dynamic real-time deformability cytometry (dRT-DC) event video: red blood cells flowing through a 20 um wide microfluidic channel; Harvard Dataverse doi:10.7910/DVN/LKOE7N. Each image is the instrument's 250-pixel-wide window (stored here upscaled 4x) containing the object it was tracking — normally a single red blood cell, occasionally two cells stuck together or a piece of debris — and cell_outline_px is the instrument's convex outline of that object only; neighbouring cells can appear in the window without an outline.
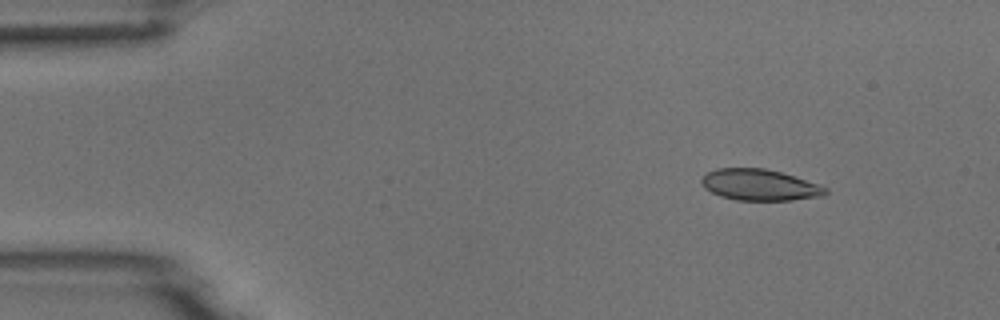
{"species": "common noctule bat (a hibernating species)", "species_latin": "Nyctalus noctula", "temperature_condition": "room temperature", "stored_images_in_passage": 7, "camera_frame_rate_fps": 3000, "um_per_image_px": 0.085, "animal": {"sex": "male", "body_mass_g": 18.8}, "frame": {"image": 1, "passage_image": 1, "time_ms": 0.0, "image_size_px": [1000, 320], "cell_outline_px": [[828, 192], [824, 196], [792, 200], [736, 200], [720, 196], [704, 188], [700, 180], [708, 172], [716, 168], [764, 168], [780, 172], [828, 188]], "centroid_in_image_um": [64.55, 15.72], "position_along_channel_um": 20.5, "area_um2": 22.37}}
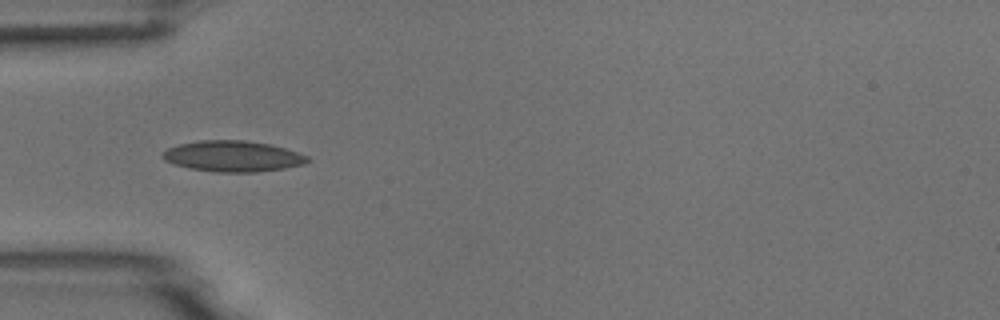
{"frame": {"image": 2, "passage_image": 4, "time_ms": 3.333, "image_size_px": [1000, 320], "cell_outline_px": [[312, 160], [304, 164], [284, 168], [256, 172], [216, 172], [188, 168], [172, 164], [164, 160], [160, 156], [168, 148], [180, 144], [200, 140], [244, 140], [272, 144], [308, 156]], "centroid_in_image_um": [19.78, 13.28], "position_along_channel_um": 65.2, "area_um2": 26.18}}